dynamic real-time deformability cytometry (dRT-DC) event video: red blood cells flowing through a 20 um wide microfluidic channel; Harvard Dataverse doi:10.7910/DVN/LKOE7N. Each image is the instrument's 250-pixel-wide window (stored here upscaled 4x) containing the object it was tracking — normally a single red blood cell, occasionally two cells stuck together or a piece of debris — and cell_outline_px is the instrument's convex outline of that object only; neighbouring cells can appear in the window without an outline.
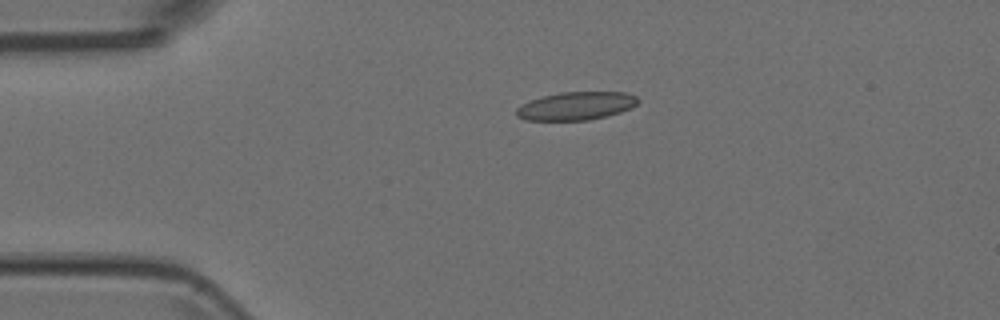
{"species": "Egyptian fruit bat (a non-hibernating species)", "species_latin": "Rousettus aegyptiacus", "temperature_condition": "room temperature", "stored_images_in_passage": 2, "camera_frame_rate_fps": 3000, "um_per_image_px": 0.085, "animal": {"sex": "female"}, "frame": {"image": 1, "passage_image": 1, "time_ms": 0.0, "image_size_px": [1000, 320], "cell_outline_px": [[640, 100], [632, 108], [620, 112], [588, 120], [524, 120], [516, 116], [516, 108], [520, 104], [544, 96], [560, 92], [624, 92], [636, 96]], "centroid_in_image_um": [48.96, 9.0], "position_along_channel_um": 36.0, "area_um2": 19.88}}